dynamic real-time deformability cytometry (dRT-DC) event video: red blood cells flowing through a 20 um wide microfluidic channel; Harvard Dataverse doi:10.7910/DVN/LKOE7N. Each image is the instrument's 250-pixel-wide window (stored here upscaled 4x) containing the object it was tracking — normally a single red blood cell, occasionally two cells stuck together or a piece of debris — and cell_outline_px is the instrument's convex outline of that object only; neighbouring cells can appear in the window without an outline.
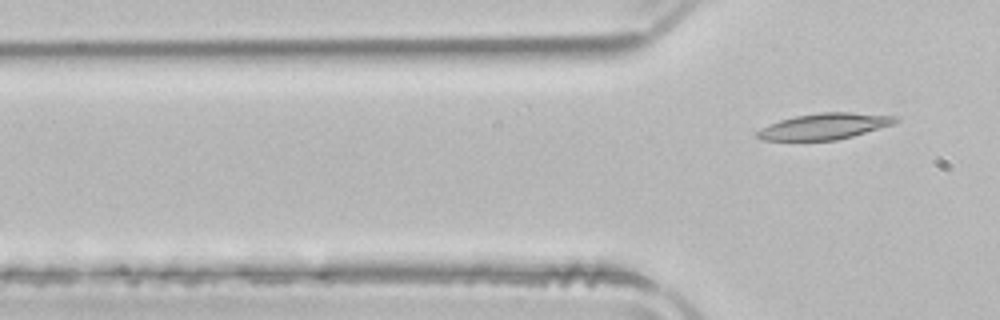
{"species": "common noctule bat (a hibernating species)", "species_latin": "Nyctalus noctula", "temperature_condition": "room temperature", "stored_images_in_passage": 4, "camera_frame_rate_fps": 3000, "um_per_image_px": 0.085, "animal": {"sex": "male", "body_mass_g": 21.5, "forearm_length_mm": 52.0}, "frame": {"image": 1, "passage_image": 4, "time_ms": 1.0, "image_size_px": [1000, 320], "cell_outline_px": [[900, 120], [892, 124], [852, 136], [836, 140], [760, 140], [756, 136], [756, 132], [760, 128], [768, 124], [780, 120], [796, 116], [820, 112], [852, 112], [900, 116]], "centroid_in_image_um": [70.07, 10.72], "position_along_channel_um": 55.7, "area_um2": 20.98}}